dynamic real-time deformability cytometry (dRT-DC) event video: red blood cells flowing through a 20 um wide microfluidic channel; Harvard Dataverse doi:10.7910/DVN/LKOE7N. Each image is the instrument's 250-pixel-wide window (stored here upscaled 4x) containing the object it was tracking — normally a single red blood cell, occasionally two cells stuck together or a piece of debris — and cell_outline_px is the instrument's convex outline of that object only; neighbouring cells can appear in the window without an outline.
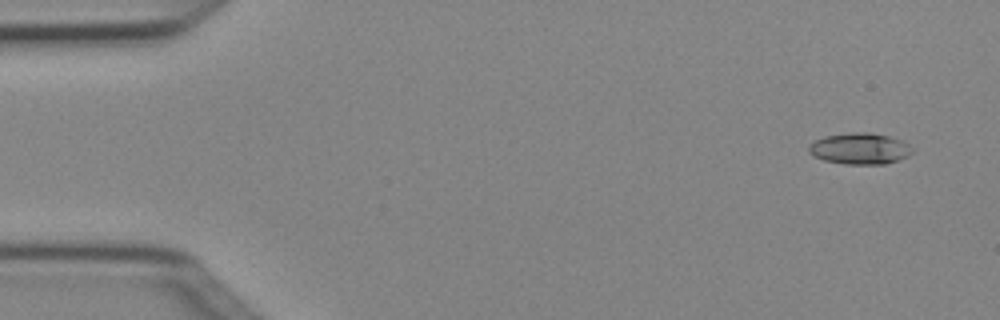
{"species": "Egyptian fruit bat (a non-hibernating species)", "species_latin": "Rousettus aegyptiacus", "temperature_condition": "cold", "stored_images_in_passage": 3, "camera_frame_rate_fps": 3000, "um_per_image_px": 0.085, "animal": {"sex": "female"}, "frame": {"image": 1, "passage_image": 1, "time_ms": 0.0, "image_size_px": [1000, 320], "cell_outline_px": [[912, 152], [908, 156], [884, 164], [844, 164], [824, 160], [808, 152], [808, 144], [824, 136], [852, 132], [868, 132], [888, 136], [900, 140], [908, 144], [912, 148]], "centroid_in_image_um": [73.06, 12.63], "position_along_channel_um": 11.9, "area_um2": 18.73}}
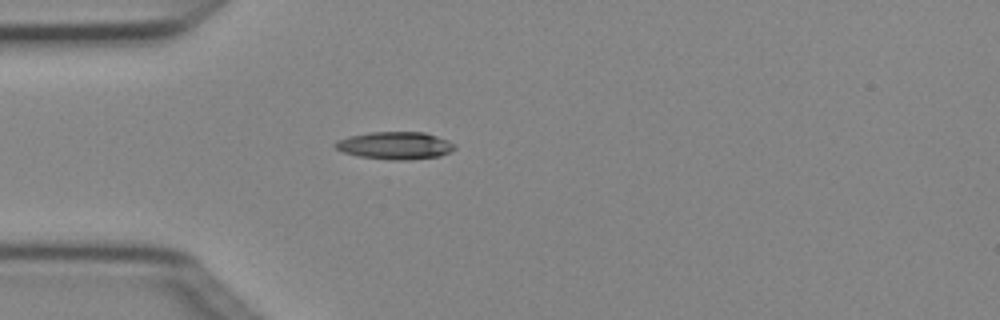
{"frame": {"image": 2, "passage_image": 3, "time_ms": 0.667, "image_size_px": [1000, 320], "cell_outline_px": [[456, 148], [440, 156], [408, 160], [392, 160], [356, 156], [344, 152], [336, 148], [332, 144], [336, 140], [348, 136], [368, 132], [424, 132], [448, 140], [456, 144]], "centroid_in_image_um": [33.56, 12.37], "position_along_channel_um": 51.4, "area_um2": 19.31}}